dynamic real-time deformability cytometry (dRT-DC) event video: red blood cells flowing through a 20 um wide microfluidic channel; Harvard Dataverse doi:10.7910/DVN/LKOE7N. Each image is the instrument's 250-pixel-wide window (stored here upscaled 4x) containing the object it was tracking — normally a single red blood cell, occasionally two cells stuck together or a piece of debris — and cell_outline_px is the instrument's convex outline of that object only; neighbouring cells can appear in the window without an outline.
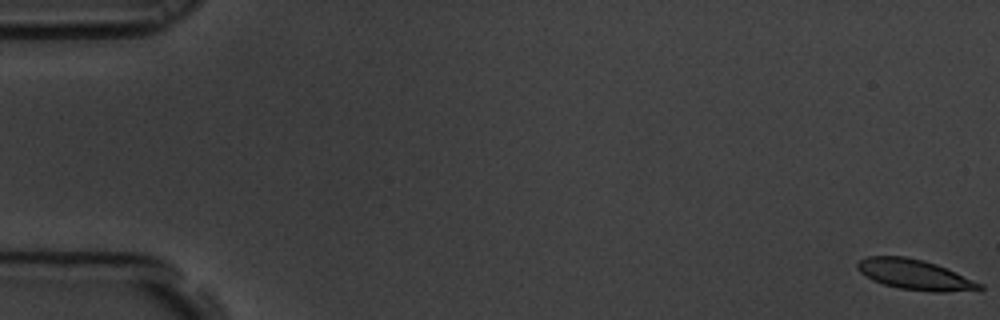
{"species": "common noctule bat (a hibernating species)", "species_latin": "Nyctalus noctula", "temperature_condition": "room temperature", "stored_images_in_passage": 54, "camera_frame_rate_fps": 3000, "um_per_image_px": 0.085, "animal": {"sex": "male", "body_mass_g": 19.5, "forearm_length_mm": 54.6}, "frame": {"image": 1, "passage_image": 1, "time_ms": 0.0, "image_size_px": [1000, 320], "cell_outline_px": [[984, 288], [980, 292], [932, 292], [900, 288], [884, 284], [872, 280], [864, 276], [856, 268], [856, 264], [860, 260], [868, 256], [904, 256], [924, 260], [936, 264], [984, 284]], "centroid_in_image_um": [77.83, 23.36], "position_along_channel_um": 7.2, "area_um2": 21.91}}
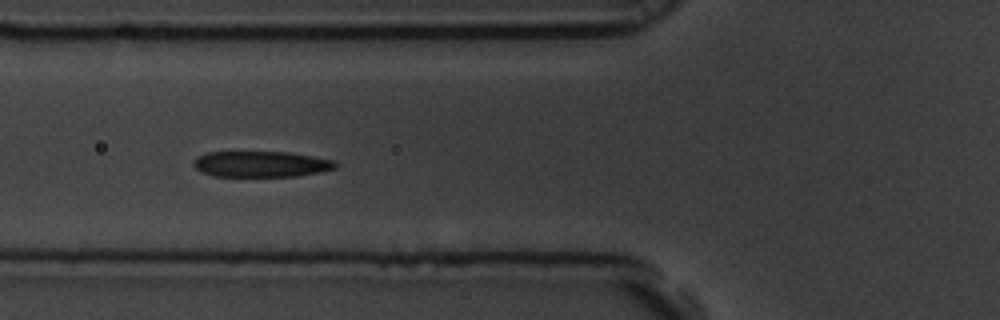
{"frame": {"image": 2, "passage_image": 23, "time_ms": 7.333, "image_size_px": [1000, 320], "cell_outline_px": [[336, 168], [320, 172], [296, 176], [212, 176], [200, 172], [192, 164], [192, 160], [196, 156], [208, 152], [288, 152], [336, 160]], "centroid_in_image_um": [22.15, 13.94], "position_along_channel_um": 103.7, "area_um2": 21.56}}
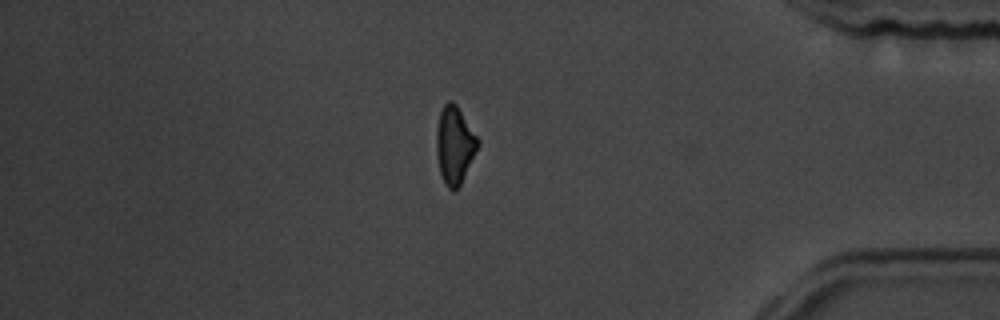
{"frame": {"image": 3, "passage_image": 48, "time_ms": 15.667, "image_size_px": [1000, 320], "cell_outline_px": [[480, 144], [460, 184], [456, 188], [448, 188], [444, 184], [440, 172], [436, 152], [436, 128], [440, 112], [444, 104], [448, 100], [452, 100], [456, 104], [480, 140]], "centroid_in_image_um": [38.63, 12.28], "position_along_channel_um": 396.6, "area_um2": 18.61}}